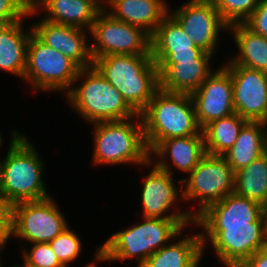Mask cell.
I'll list each match as a JSON object with an SVG mask.
<instances>
[{
	"label": "cell",
	"mask_w": 267,
	"mask_h": 267,
	"mask_svg": "<svg viewBox=\"0 0 267 267\" xmlns=\"http://www.w3.org/2000/svg\"><path fill=\"white\" fill-rule=\"evenodd\" d=\"M195 220H169L163 218H145L143 222L125 230L116 232L96 251V261H124L134 258L140 267L154 252L180 238L187 224Z\"/></svg>",
	"instance_id": "1"
},
{
	"label": "cell",
	"mask_w": 267,
	"mask_h": 267,
	"mask_svg": "<svg viewBox=\"0 0 267 267\" xmlns=\"http://www.w3.org/2000/svg\"><path fill=\"white\" fill-rule=\"evenodd\" d=\"M43 167L32 142L14 130L6 157L0 161V194L13 204L49 197L43 183Z\"/></svg>",
	"instance_id": "2"
},
{
	"label": "cell",
	"mask_w": 267,
	"mask_h": 267,
	"mask_svg": "<svg viewBox=\"0 0 267 267\" xmlns=\"http://www.w3.org/2000/svg\"><path fill=\"white\" fill-rule=\"evenodd\" d=\"M140 116L149 153L162 140L197 135L202 131L190 94L159 88Z\"/></svg>",
	"instance_id": "3"
},
{
	"label": "cell",
	"mask_w": 267,
	"mask_h": 267,
	"mask_svg": "<svg viewBox=\"0 0 267 267\" xmlns=\"http://www.w3.org/2000/svg\"><path fill=\"white\" fill-rule=\"evenodd\" d=\"M93 65L137 114L159 89L158 67L151 55H109L97 58Z\"/></svg>",
	"instance_id": "4"
},
{
	"label": "cell",
	"mask_w": 267,
	"mask_h": 267,
	"mask_svg": "<svg viewBox=\"0 0 267 267\" xmlns=\"http://www.w3.org/2000/svg\"><path fill=\"white\" fill-rule=\"evenodd\" d=\"M78 79H83L84 82L72 86L65 96L71 108L88 121L87 123L120 121L137 115L122 94L94 65L82 68L75 79V84Z\"/></svg>",
	"instance_id": "5"
},
{
	"label": "cell",
	"mask_w": 267,
	"mask_h": 267,
	"mask_svg": "<svg viewBox=\"0 0 267 267\" xmlns=\"http://www.w3.org/2000/svg\"><path fill=\"white\" fill-rule=\"evenodd\" d=\"M137 117V123L135 121ZM94 126V164L151 165L140 114L120 121L92 124Z\"/></svg>",
	"instance_id": "6"
},
{
	"label": "cell",
	"mask_w": 267,
	"mask_h": 267,
	"mask_svg": "<svg viewBox=\"0 0 267 267\" xmlns=\"http://www.w3.org/2000/svg\"><path fill=\"white\" fill-rule=\"evenodd\" d=\"M197 226L203 228V250L209 241L225 267H240L256 251L267 247V210L248 224Z\"/></svg>",
	"instance_id": "7"
},
{
	"label": "cell",
	"mask_w": 267,
	"mask_h": 267,
	"mask_svg": "<svg viewBox=\"0 0 267 267\" xmlns=\"http://www.w3.org/2000/svg\"><path fill=\"white\" fill-rule=\"evenodd\" d=\"M81 68L62 52L45 45L33 33L27 47L23 80L35 90L55 91L66 94L74 86Z\"/></svg>",
	"instance_id": "8"
},
{
	"label": "cell",
	"mask_w": 267,
	"mask_h": 267,
	"mask_svg": "<svg viewBox=\"0 0 267 267\" xmlns=\"http://www.w3.org/2000/svg\"><path fill=\"white\" fill-rule=\"evenodd\" d=\"M235 173L226 158L221 155L205 154L188 177L179 181L185 184L183 201L198 199L199 209L193 211L195 219L208 206L219 202L234 192Z\"/></svg>",
	"instance_id": "9"
},
{
	"label": "cell",
	"mask_w": 267,
	"mask_h": 267,
	"mask_svg": "<svg viewBox=\"0 0 267 267\" xmlns=\"http://www.w3.org/2000/svg\"><path fill=\"white\" fill-rule=\"evenodd\" d=\"M89 32L95 41L89 43L94 61L109 55H151V36L138 26L113 18L106 8Z\"/></svg>",
	"instance_id": "10"
},
{
	"label": "cell",
	"mask_w": 267,
	"mask_h": 267,
	"mask_svg": "<svg viewBox=\"0 0 267 267\" xmlns=\"http://www.w3.org/2000/svg\"><path fill=\"white\" fill-rule=\"evenodd\" d=\"M68 224L52 196L14 204L12 236L29 243H49Z\"/></svg>",
	"instance_id": "11"
},
{
	"label": "cell",
	"mask_w": 267,
	"mask_h": 267,
	"mask_svg": "<svg viewBox=\"0 0 267 267\" xmlns=\"http://www.w3.org/2000/svg\"><path fill=\"white\" fill-rule=\"evenodd\" d=\"M168 13L181 25L196 47L213 55L220 31L229 25L221 18L212 0H189Z\"/></svg>",
	"instance_id": "12"
},
{
	"label": "cell",
	"mask_w": 267,
	"mask_h": 267,
	"mask_svg": "<svg viewBox=\"0 0 267 267\" xmlns=\"http://www.w3.org/2000/svg\"><path fill=\"white\" fill-rule=\"evenodd\" d=\"M231 74L235 113L250 122L267 123V73L240 65H223Z\"/></svg>",
	"instance_id": "13"
},
{
	"label": "cell",
	"mask_w": 267,
	"mask_h": 267,
	"mask_svg": "<svg viewBox=\"0 0 267 267\" xmlns=\"http://www.w3.org/2000/svg\"><path fill=\"white\" fill-rule=\"evenodd\" d=\"M191 97L201 129L214 120L235 113L232 78L223 65L213 72Z\"/></svg>",
	"instance_id": "14"
},
{
	"label": "cell",
	"mask_w": 267,
	"mask_h": 267,
	"mask_svg": "<svg viewBox=\"0 0 267 267\" xmlns=\"http://www.w3.org/2000/svg\"><path fill=\"white\" fill-rule=\"evenodd\" d=\"M152 170L143 182L141 192V204L145 218H163L169 220H195L193 211H174L168 213L173 204L183 200L182 194L178 192L173 175L158 168L154 163ZM181 195V196H180ZM167 213V214H166Z\"/></svg>",
	"instance_id": "15"
},
{
	"label": "cell",
	"mask_w": 267,
	"mask_h": 267,
	"mask_svg": "<svg viewBox=\"0 0 267 267\" xmlns=\"http://www.w3.org/2000/svg\"><path fill=\"white\" fill-rule=\"evenodd\" d=\"M32 31L41 42L62 52L81 69L93 66L94 60L87 43V30L40 19L38 24L32 25Z\"/></svg>",
	"instance_id": "16"
},
{
	"label": "cell",
	"mask_w": 267,
	"mask_h": 267,
	"mask_svg": "<svg viewBox=\"0 0 267 267\" xmlns=\"http://www.w3.org/2000/svg\"><path fill=\"white\" fill-rule=\"evenodd\" d=\"M150 42L151 56L157 67L163 61L198 59L204 53L169 13L158 24Z\"/></svg>",
	"instance_id": "17"
},
{
	"label": "cell",
	"mask_w": 267,
	"mask_h": 267,
	"mask_svg": "<svg viewBox=\"0 0 267 267\" xmlns=\"http://www.w3.org/2000/svg\"><path fill=\"white\" fill-rule=\"evenodd\" d=\"M211 57L212 54L204 52L198 59L163 61L158 66L159 88L191 95L213 73L209 64Z\"/></svg>",
	"instance_id": "18"
},
{
	"label": "cell",
	"mask_w": 267,
	"mask_h": 267,
	"mask_svg": "<svg viewBox=\"0 0 267 267\" xmlns=\"http://www.w3.org/2000/svg\"><path fill=\"white\" fill-rule=\"evenodd\" d=\"M41 9L49 13L43 18L49 22L90 31L104 7L96 0H31L28 16L37 14Z\"/></svg>",
	"instance_id": "19"
},
{
	"label": "cell",
	"mask_w": 267,
	"mask_h": 267,
	"mask_svg": "<svg viewBox=\"0 0 267 267\" xmlns=\"http://www.w3.org/2000/svg\"><path fill=\"white\" fill-rule=\"evenodd\" d=\"M267 209L233 192L208 206L195 218V225H237L255 222Z\"/></svg>",
	"instance_id": "20"
},
{
	"label": "cell",
	"mask_w": 267,
	"mask_h": 267,
	"mask_svg": "<svg viewBox=\"0 0 267 267\" xmlns=\"http://www.w3.org/2000/svg\"><path fill=\"white\" fill-rule=\"evenodd\" d=\"M206 154L204 135L201 131L197 135L168 138L162 140L150 153L149 156H157L154 164L171 174L172 170L165 157L169 155L172 164L186 174L190 173ZM160 158V159H159Z\"/></svg>",
	"instance_id": "21"
},
{
	"label": "cell",
	"mask_w": 267,
	"mask_h": 267,
	"mask_svg": "<svg viewBox=\"0 0 267 267\" xmlns=\"http://www.w3.org/2000/svg\"><path fill=\"white\" fill-rule=\"evenodd\" d=\"M106 5L111 6L107 13L113 18L138 26L150 36L169 11L164 0H110Z\"/></svg>",
	"instance_id": "22"
},
{
	"label": "cell",
	"mask_w": 267,
	"mask_h": 267,
	"mask_svg": "<svg viewBox=\"0 0 267 267\" xmlns=\"http://www.w3.org/2000/svg\"><path fill=\"white\" fill-rule=\"evenodd\" d=\"M23 20L0 26V69L24 78L27 47L33 33L24 31Z\"/></svg>",
	"instance_id": "23"
},
{
	"label": "cell",
	"mask_w": 267,
	"mask_h": 267,
	"mask_svg": "<svg viewBox=\"0 0 267 267\" xmlns=\"http://www.w3.org/2000/svg\"><path fill=\"white\" fill-rule=\"evenodd\" d=\"M267 151V123L248 121L230 150L223 155L234 173Z\"/></svg>",
	"instance_id": "24"
},
{
	"label": "cell",
	"mask_w": 267,
	"mask_h": 267,
	"mask_svg": "<svg viewBox=\"0 0 267 267\" xmlns=\"http://www.w3.org/2000/svg\"><path fill=\"white\" fill-rule=\"evenodd\" d=\"M203 251L200 233L186 236L154 252L140 267H198Z\"/></svg>",
	"instance_id": "25"
},
{
	"label": "cell",
	"mask_w": 267,
	"mask_h": 267,
	"mask_svg": "<svg viewBox=\"0 0 267 267\" xmlns=\"http://www.w3.org/2000/svg\"><path fill=\"white\" fill-rule=\"evenodd\" d=\"M228 29L239 52L224 65H240L267 73V38L253 32L244 23L229 25Z\"/></svg>",
	"instance_id": "26"
},
{
	"label": "cell",
	"mask_w": 267,
	"mask_h": 267,
	"mask_svg": "<svg viewBox=\"0 0 267 267\" xmlns=\"http://www.w3.org/2000/svg\"><path fill=\"white\" fill-rule=\"evenodd\" d=\"M234 192L267 209V151L235 173Z\"/></svg>",
	"instance_id": "27"
},
{
	"label": "cell",
	"mask_w": 267,
	"mask_h": 267,
	"mask_svg": "<svg viewBox=\"0 0 267 267\" xmlns=\"http://www.w3.org/2000/svg\"><path fill=\"white\" fill-rule=\"evenodd\" d=\"M248 121L237 113L214 120L203 129L205 151L211 155H225L236 142L240 130Z\"/></svg>",
	"instance_id": "28"
},
{
	"label": "cell",
	"mask_w": 267,
	"mask_h": 267,
	"mask_svg": "<svg viewBox=\"0 0 267 267\" xmlns=\"http://www.w3.org/2000/svg\"><path fill=\"white\" fill-rule=\"evenodd\" d=\"M261 0H212L221 18L228 24L243 23Z\"/></svg>",
	"instance_id": "29"
},
{
	"label": "cell",
	"mask_w": 267,
	"mask_h": 267,
	"mask_svg": "<svg viewBox=\"0 0 267 267\" xmlns=\"http://www.w3.org/2000/svg\"><path fill=\"white\" fill-rule=\"evenodd\" d=\"M49 244L64 267H67L70 262L75 261L82 249L80 238L69 227L57 235Z\"/></svg>",
	"instance_id": "30"
},
{
	"label": "cell",
	"mask_w": 267,
	"mask_h": 267,
	"mask_svg": "<svg viewBox=\"0 0 267 267\" xmlns=\"http://www.w3.org/2000/svg\"><path fill=\"white\" fill-rule=\"evenodd\" d=\"M23 263L40 267H64L57 259L49 243H33L27 251L23 248Z\"/></svg>",
	"instance_id": "31"
},
{
	"label": "cell",
	"mask_w": 267,
	"mask_h": 267,
	"mask_svg": "<svg viewBox=\"0 0 267 267\" xmlns=\"http://www.w3.org/2000/svg\"><path fill=\"white\" fill-rule=\"evenodd\" d=\"M31 0H0V26L28 17Z\"/></svg>",
	"instance_id": "32"
},
{
	"label": "cell",
	"mask_w": 267,
	"mask_h": 267,
	"mask_svg": "<svg viewBox=\"0 0 267 267\" xmlns=\"http://www.w3.org/2000/svg\"><path fill=\"white\" fill-rule=\"evenodd\" d=\"M243 23L253 32L267 38V0H261L254 12Z\"/></svg>",
	"instance_id": "33"
},
{
	"label": "cell",
	"mask_w": 267,
	"mask_h": 267,
	"mask_svg": "<svg viewBox=\"0 0 267 267\" xmlns=\"http://www.w3.org/2000/svg\"><path fill=\"white\" fill-rule=\"evenodd\" d=\"M14 204L0 194V228H12Z\"/></svg>",
	"instance_id": "34"
},
{
	"label": "cell",
	"mask_w": 267,
	"mask_h": 267,
	"mask_svg": "<svg viewBox=\"0 0 267 267\" xmlns=\"http://www.w3.org/2000/svg\"><path fill=\"white\" fill-rule=\"evenodd\" d=\"M240 267H267V247L256 251Z\"/></svg>",
	"instance_id": "35"
},
{
	"label": "cell",
	"mask_w": 267,
	"mask_h": 267,
	"mask_svg": "<svg viewBox=\"0 0 267 267\" xmlns=\"http://www.w3.org/2000/svg\"><path fill=\"white\" fill-rule=\"evenodd\" d=\"M12 236V228H0V250H2L7 243V240Z\"/></svg>",
	"instance_id": "36"
},
{
	"label": "cell",
	"mask_w": 267,
	"mask_h": 267,
	"mask_svg": "<svg viewBox=\"0 0 267 267\" xmlns=\"http://www.w3.org/2000/svg\"><path fill=\"white\" fill-rule=\"evenodd\" d=\"M96 1H97L100 5H102L103 7H104V6L106 7V3H108L110 0H105L106 2L103 0V2H104L105 5H103V2H101V0H96Z\"/></svg>",
	"instance_id": "37"
},
{
	"label": "cell",
	"mask_w": 267,
	"mask_h": 267,
	"mask_svg": "<svg viewBox=\"0 0 267 267\" xmlns=\"http://www.w3.org/2000/svg\"><path fill=\"white\" fill-rule=\"evenodd\" d=\"M86 267H96V264L94 262L89 263L88 265H86Z\"/></svg>",
	"instance_id": "38"
},
{
	"label": "cell",
	"mask_w": 267,
	"mask_h": 267,
	"mask_svg": "<svg viewBox=\"0 0 267 267\" xmlns=\"http://www.w3.org/2000/svg\"><path fill=\"white\" fill-rule=\"evenodd\" d=\"M26 267H40V266H35V265H26Z\"/></svg>",
	"instance_id": "39"
},
{
	"label": "cell",
	"mask_w": 267,
	"mask_h": 267,
	"mask_svg": "<svg viewBox=\"0 0 267 267\" xmlns=\"http://www.w3.org/2000/svg\"><path fill=\"white\" fill-rule=\"evenodd\" d=\"M1 135V134H0ZM2 138H1V136H0V147H1V145H2Z\"/></svg>",
	"instance_id": "40"
},
{
	"label": "cell",
	"mask_w": 267,
	"mask_h": 267,
	"mask_svg": "<svg viewBox=\"0 0 267 267\" xmlns=\"http://www.w3.org/2000/svg\"><path fill=\"white\" fill-rule=\"evenodd\" d=\"M3 267V266H2ZM14 267V266H13ZM15 267H26V265L25 264H23L22 266H15Z\"/></svg>",
	"instance_id": "41"
}]
</instances>
